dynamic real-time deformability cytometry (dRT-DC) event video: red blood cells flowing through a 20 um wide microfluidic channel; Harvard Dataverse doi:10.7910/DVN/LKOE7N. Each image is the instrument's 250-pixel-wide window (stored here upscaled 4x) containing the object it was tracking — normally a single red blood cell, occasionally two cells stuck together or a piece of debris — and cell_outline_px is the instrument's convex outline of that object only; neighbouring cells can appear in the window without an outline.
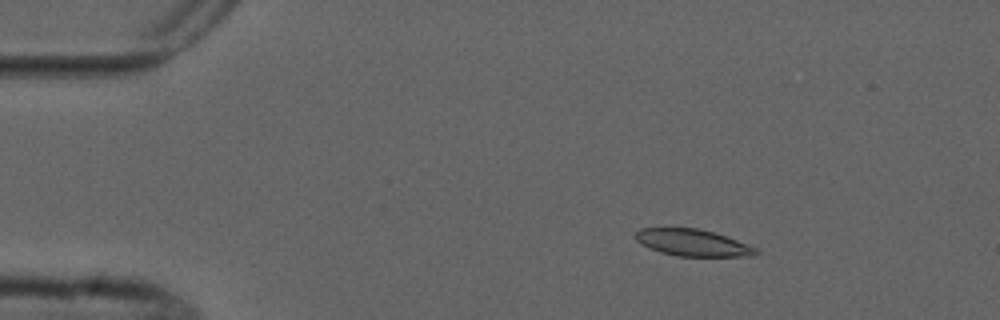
{"species": "common noctule bat (a hibernating species)", "species_latin": "Nyctalus noctula", "temperature_condition": "cold", "stored_images_in_passage": 5, "camera_frame_rate_fps": 3000, "um_per_image_px": 0.085, "animal": {"sex": "male", "forearm_length_mm": 52.5}, "frame": {"image": 1, "passage_image": 3, "time_ms": 2.333, "image_size_px": [1000, 320], "cell_outline_px": [[760, 252], [756, 256], [676, 256], [660, 252], [648, 248], [640, 244], [632, 236], [640, 228], [700, 228], [736, 240], [756, 248]], "centroid_in_image_um": [58.82, 20.63], "position_along_channel_um": 26.2, "area_um2": 18.84}}